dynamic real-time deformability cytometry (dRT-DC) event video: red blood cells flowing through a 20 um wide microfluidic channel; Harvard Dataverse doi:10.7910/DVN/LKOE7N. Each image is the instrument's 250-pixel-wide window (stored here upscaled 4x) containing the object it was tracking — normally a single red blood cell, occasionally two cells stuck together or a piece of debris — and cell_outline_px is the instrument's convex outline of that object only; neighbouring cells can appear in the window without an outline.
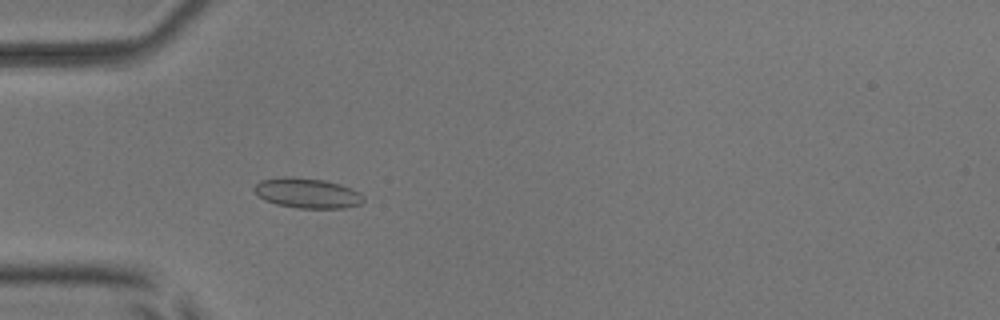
{"species": "common noctule bat (a hibernating species)", "species_latin": "Nyctalus noctula", "temperature_condition": "room temperature", "stored_images_in_passage": 38, "camera_frame_rate_fps": 3000, "um_per_image_px": 0.085, "animal": {"sex": "male", "body_mass_g": 17.9, "forearm_length_mm": 54.2}, "frame": {"image": 1, "passage_image": 2, "time_ms": 0.333, "image_size_px": [1000, 320], "cell_outline_px": [[364, 200], [360, 204], [344, 208], [296, 208], [276, 204], [264, 200], [252, 188], [260, 180], [284, 176], [292, 176], [324, 180], [340, 184], [352, 188], [360, 192], [364, 196]], "centroid_in_image_um": [26.12, 16.41], "position_along_channel_um": 58.9, "area_um2": 19.31}}
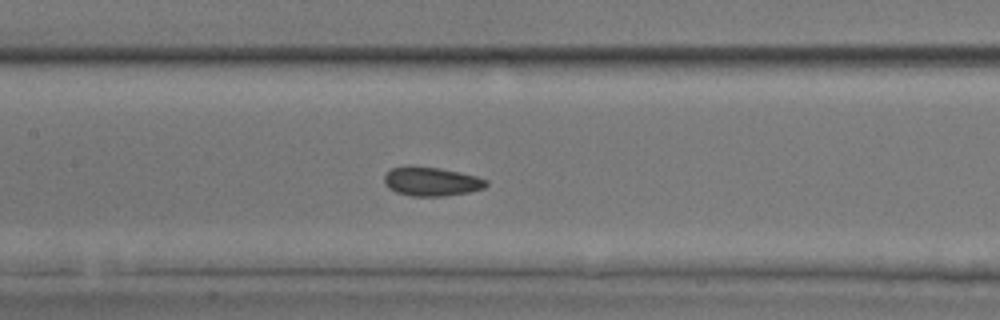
{"frame": {"image": 2, "passage_image": 11, "time_ms": 3.333, "image_size_px": [1000, 320], "cell_outline_px": [[488, 184], [484, 188], [468, 192], [444, 196], [412, 196], [396, 192], [388, 188], [384, 184], [384, 176], [392, 168], [408, 164], [412, 164], [440, 168], [460, 172], [476, 176], [488, 180]], "centroid_in_image_um": [36.64, 15.4], "position_along_channel_um": 170.8, "area_um2": 17.51}}
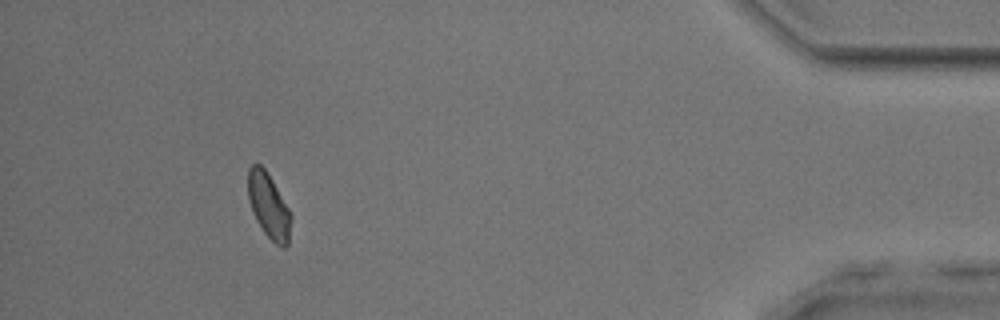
{"frame": {"image": 3, "passage_image": 34, "time_ms": 11.0, "image_size_px": [1000, 320], "cell_outline_px": [[292, 220], [288, 244], [284, 248], [276, 244], [264, 232], [256, 220], [252, 212], [248, 200], [248, 168], [252, 164], [260, 164], [264, 168], [272, 180], [288, 208], [292, 216]], "centroid_in_image_um": [22.83, 17.5], "position_along_channel_um": 412.4, "area_um2": 16.24}, "authors_computed_cell_mechanics": {"area_um2": 16.9354, "velocity_mm_per_s": 3.9163, "shape_relaxation_time_tau1_ms": 5.2568, "shape_relaxation_time_tau2_ms": 2.9574, "deformation_change_tau1": 0.0692, "deformation_change_tau2": 0.0609}}